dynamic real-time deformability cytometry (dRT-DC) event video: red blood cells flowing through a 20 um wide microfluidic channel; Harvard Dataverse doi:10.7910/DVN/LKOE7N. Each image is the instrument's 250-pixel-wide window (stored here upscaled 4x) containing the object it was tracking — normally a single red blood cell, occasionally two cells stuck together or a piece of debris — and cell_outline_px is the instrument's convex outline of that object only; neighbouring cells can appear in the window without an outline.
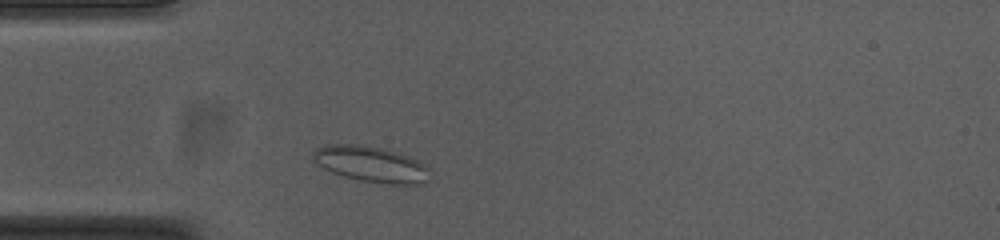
{"species": "common noctule bat (a hibernating species)", "species_latin": "Nyctalus noctula", "temperature_condition": "cold", "stored_images_in_passage": 33, "camera_frame_rate_fps": 3000, "um_per_image_px": 0.085, "animal": {"sex": "female", "body_mass_g": 23.0, "forearm_length_mm": 53.4}, "frame": {"image": 1, "passage_image": 4, "time_ms": 1.0, "image_size_px": [1000, 240], "cell_outline_px": [[432, 180], [424, 184], [384, 184], [360, 180], [344, 176], [332, 172], [324, 168], [312, 156], [312, 152], [316, 148], [324, 144], [360, 144], [380, 148], [396, 152], [408, 156], [424, 164], [428, 168]], "centroid_in_image_um": [31.58, 13.96], "position_along_channel_um": 53.4, "area_um2": 24.45}}
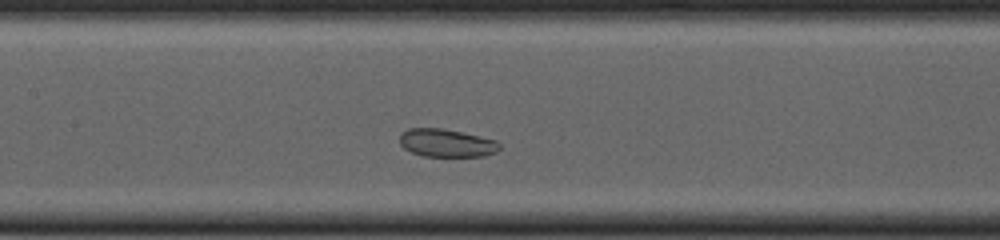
{"frame": {"image": 2, "passage_image": 14, "time_ms": 4.333, "image_size_px": [1000, 240], "cell_outline_px": [[500, 148], [496, 152], [484, 156], [424, 156], [412, 152], [404, 148], [400, 144], [400, 132], [408, 128], [440, 128], [460, 132], [496, 140], [500, 144]], "centroid_in_image_um": [37.93, 12.15], "position_along_channel_um": 169.5, "area_um2": 16.18}}
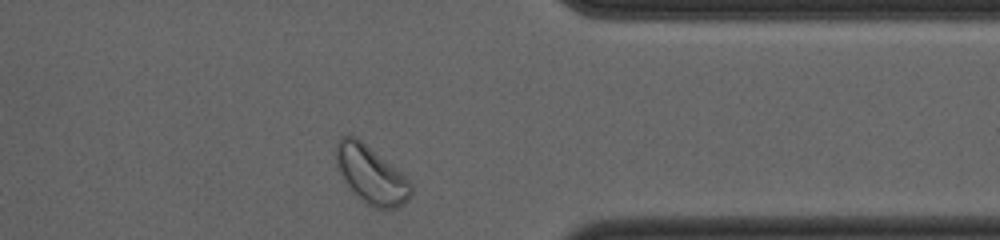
{"frame": {"image": 3, "passage_image": 32, "time_ms": 10.333, "image_size_px": [1000, 240], "cell_outline_px": [[412, 196], [404, 204], [388, 212], [372, 208], [364, 204], [348, 184], [340, 172], [336, 164], [336, 144], [340, 136], [356, 136], [400, 172], [412, 184]], "centroid_in_image_um": [31.57, 14.91], "position_along_channel_um": 379.8, "area_um2": 25.2}, "authors_computed_cell_mechanics": {"area_um2": 18.207, "velocity_mm_per_s": 3.679, "shape_relaxation_time_tau1_ms": null, "shape_relaxation_time_tau2_ms": 3.163, "deformation_change_tau1": null, "deformation_change_tau2": 0.057}}